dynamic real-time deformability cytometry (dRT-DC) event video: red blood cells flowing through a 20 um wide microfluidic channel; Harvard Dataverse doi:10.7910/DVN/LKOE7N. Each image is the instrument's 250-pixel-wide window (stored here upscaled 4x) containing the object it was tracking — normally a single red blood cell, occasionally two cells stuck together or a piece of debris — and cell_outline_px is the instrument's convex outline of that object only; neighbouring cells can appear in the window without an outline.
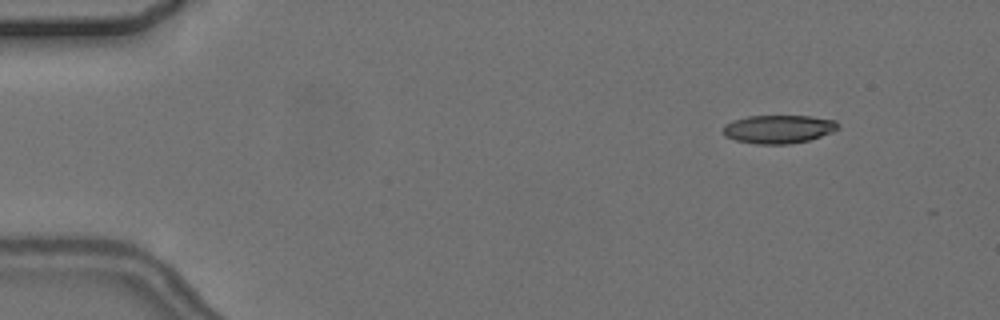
{"species": "common noctule bat (a hibernating species)", "species_latin": "Nyctalus noctula", "temperature_condition": "cold", "stored_images_in_passage": 5, "camera_frame_rate_fps": 3000, "um_per_image_px": 0.085, "animal": {"sex": "female", "body_mass_g": 24.6, "forearm_length_mm": 56.2}, "frame": {"image": 1, "passage_image": 2, "time_ms": 1.333, "image_size_px": [1000, 320], "cell_outline_px": [[840, 128], [832, 132], [808, 140], [792, 144], [756, 144], [736, 140], [724, 136], [724, 124], [748, 116], [812, 116], [836, 120], [840, 124]], "centroid_in_image_um": [66.22, 10.97], "position_along_channel_um": 18.8, "area_um2": 19.02}}